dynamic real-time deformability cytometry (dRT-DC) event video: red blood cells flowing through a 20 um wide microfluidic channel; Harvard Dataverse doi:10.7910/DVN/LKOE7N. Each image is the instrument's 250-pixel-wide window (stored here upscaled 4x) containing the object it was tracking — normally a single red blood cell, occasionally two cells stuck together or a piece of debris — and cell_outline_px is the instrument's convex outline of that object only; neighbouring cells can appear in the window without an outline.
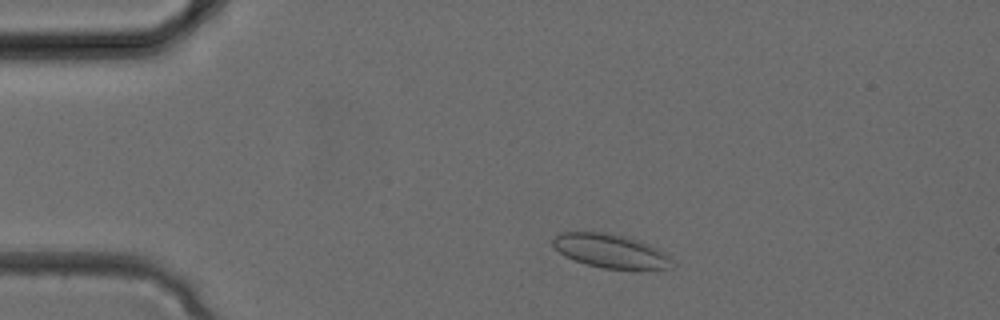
{"species": "common noctule bat (a hibernating species)", "species_latin": "Nyctalus noctula", "temperature_condition": "cold", "stored_images_in_passage": 31, "camera_frame_rate_fps": 3000, "um_per_image_px": 0.085, "animal": {"sex": "female", "body_mass_g": 24.6, "forearm_length_mm": 56.2}, "frame": {"image": 1, "passage_image": 4, "time_ms": 1.0, "image_size_px": [1000, 320], "cell_outline_px": [[676, 264], [668, 268], [604, 268], [584, 264], [564, 256], [552, 244], [552, 240], [560, 232], [604, 232], [636, 240], [648, 244], [672, 256]], "centroid_in_image_um": [51.89, 21.33], "position_along_channel_um": 33.1, "area_um2": 23.18}}
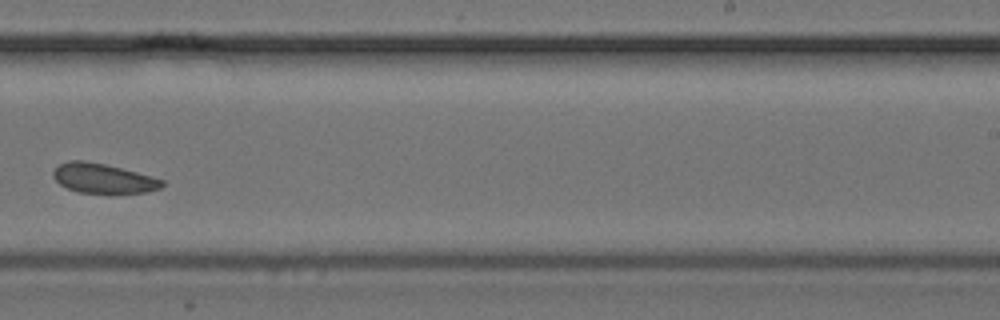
{"frame": {"image": 2, "passage_image": 19, "time_ms": 6.0, "image_size_px": [1000, 320], "cell_outline_px": [[164, 184], [160, 188], [148, 192], [108, 196], [80, 192], [68, 188], [60, 184], [52, 176], [52, 172], [60, 164], [68, 160], [84, 160], [104, 164], [152, 176], [164, 180]], "centroid_in_image_um": [8.8, 15.21], "position_along_channel_um": 280.2, "area_um2": 19.42}}
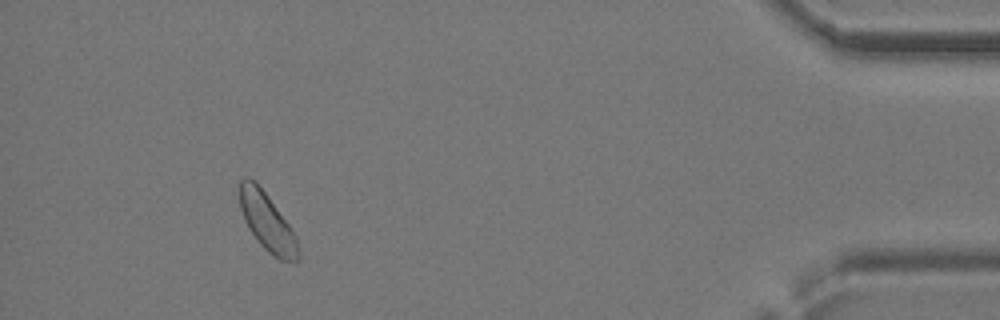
{"frame": {"image": 3, "passage_image": 29, "time_ms": 9.333, "image_size_px": [1000, 320], "cell_outline_px": [[300, 260], [296, 264], [280, 260], [268, 252], [256, 240], [248, 228], [244, 220], [240, 208], [240, 180], [244, 176], [248, 176], [256, 180], [288, 224], [296, 236], [300, 252]], "centroid_in_image_um": [22.72, 18.91], "position_along_channel_um": 412.5, "area_um2": 20.0}}